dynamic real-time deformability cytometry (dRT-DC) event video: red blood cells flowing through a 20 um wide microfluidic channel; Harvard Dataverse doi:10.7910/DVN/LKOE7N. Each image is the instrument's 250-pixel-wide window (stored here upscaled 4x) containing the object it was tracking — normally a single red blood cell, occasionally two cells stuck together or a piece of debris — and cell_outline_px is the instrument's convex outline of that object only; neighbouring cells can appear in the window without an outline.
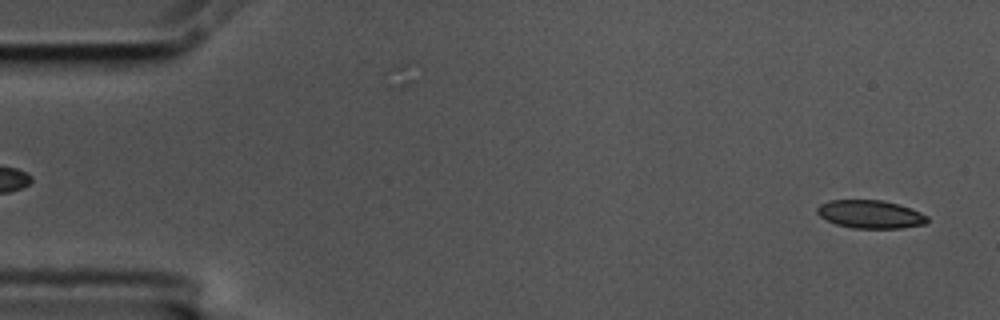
{"species": "common noctule bat (a hibernating species)", "species_latin": "Nyctalus noctula", "temperature_condition": "cold", "stored_images_in_passage": 56, "camera_frame_rate_fps": 3000, "um_per_image_px": 0.085, "animal": {"sex": "male", "body_mass_g": 17.5, "forearm_length_mm": 52.3}, "frame": {"image": 1, "passage_image": 2, "time_ms": 0.333, "image_size_px": [1000, 320], "cell_outline_px": [[928, 224], [900, 228], [852, 228], [836, 224], [820, 216], [816, 212], [816, 208], [820, 204], [828, 200], [884, 200], [920, 212], [928, 216]], "centroid_in_image_um": [73.97, 18.21], "position_along_channel_um": 11.0, "area_um2": 18.03}}
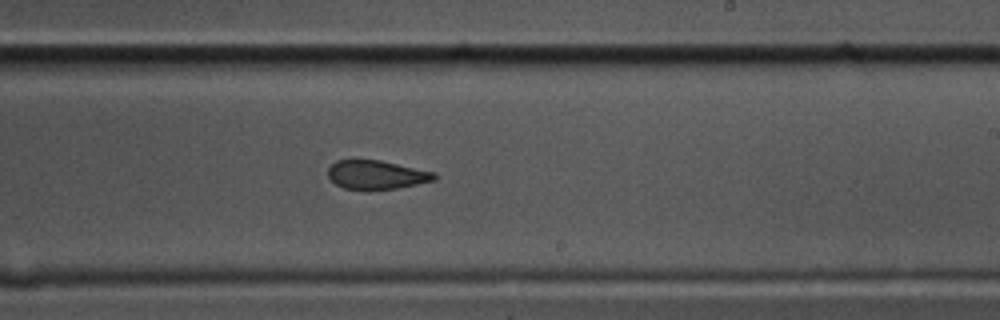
{"frame": {"image": 2, "passage_image": 33, "time_ms": 10.667, "image_size_px": [1000, 320], "cell_outline_px": [[436, 180], [396, 188], [344, 188], [336, 184], [328, 176], [328, 168], [336, 160], [380, 160], [436, 172]], "centroid_in_image_um": [32.02, 14.83], "position_along_channel_um": 257.0, "area_um2": 17.46}}
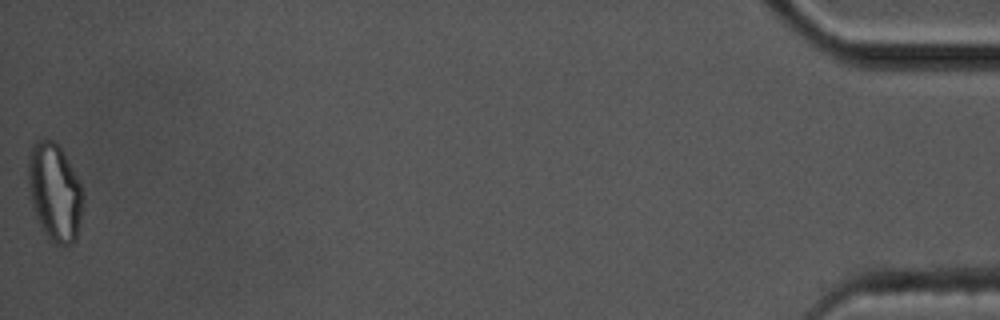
{"frame": {"image": 3, "passage_image": 56, "time_ms": 18.333, "image_size_px": [1000, 320], "cell_outline_px": [[84, 200], [76, 240], [72, 244], [56, 244], [48, 236], [40, 224], [36, 216], [32, 204], [28, 180], [28, 156], [32, 144], [36, 140], [52, 140], [60, 148], [72, 168], [80, 184], [84, 196]], "centroid_in_image_um": [4.65, 16.32], "position_along_channel_um": 430.5, "area_um2": 30.75}, "authors_computed_cell_mechanics": {"area_um2": 19.4208, "velocity_mm_per_s": 3.5446, "shape_relaxation_time_tau1_ms": 9.6264, "shape_relaxation_time_tau2_ms": 2.8833, "deformation_change_tau1": 0.158, "deformation_change_tau2": 0.0785}}